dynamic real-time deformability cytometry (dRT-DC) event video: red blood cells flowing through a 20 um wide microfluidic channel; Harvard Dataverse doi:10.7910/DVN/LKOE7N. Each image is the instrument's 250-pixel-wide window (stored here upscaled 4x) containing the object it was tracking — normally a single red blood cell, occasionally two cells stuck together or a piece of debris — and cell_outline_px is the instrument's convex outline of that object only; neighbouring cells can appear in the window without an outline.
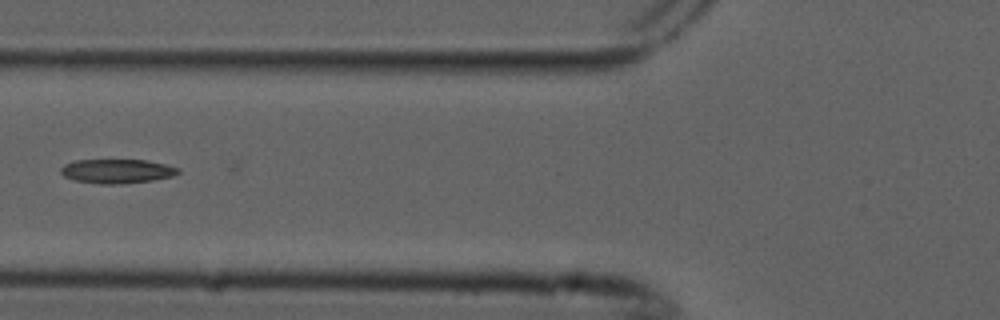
{"species": "common noctule bat (a hibernating species)", "species_latin": "Nyctalus noctula", "temperature_condition": "cold", "stored_images_in_passage": 4, "camera_frame_rate_fps": 3000, "um_per_image_px": 0.085, "animal": {"sex": "male", "forearm_length_mm": 52.5}, "frame": {"image": 1, "passage_image": 3, "time_ms": 0.667, "image_size_px": [1000, 320], "cell_outline_px": [[180, 172], [172, 176], [152, 180], [120, 184], [100, 184], [76, 180], [64, 176], [60, 172], [60, 168], [64, 164], [76, 160], [148, 160], [180, 168]], "centroid_in_image_um": [9.94, 14.54], "position_along_channel_um": 115.9, "area_um2": 16.47}}